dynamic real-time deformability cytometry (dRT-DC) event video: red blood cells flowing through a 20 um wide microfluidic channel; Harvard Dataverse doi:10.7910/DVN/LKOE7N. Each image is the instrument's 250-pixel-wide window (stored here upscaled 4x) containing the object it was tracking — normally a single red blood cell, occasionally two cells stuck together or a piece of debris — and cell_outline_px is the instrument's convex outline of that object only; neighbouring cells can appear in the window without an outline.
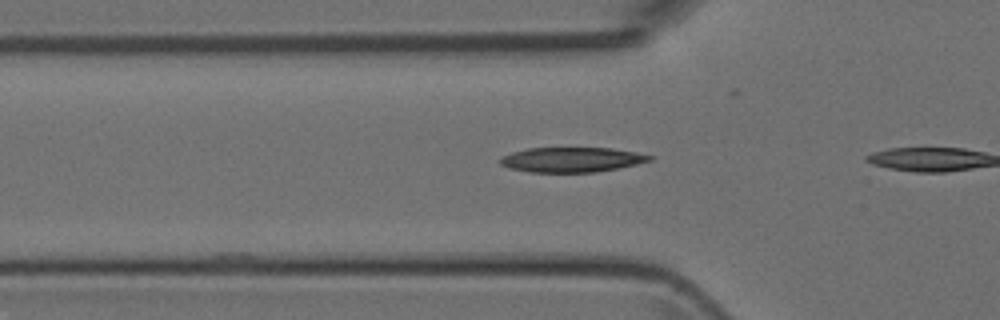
{"species": "Egyptian fruit bat (a non-hibernating species)", "species_latin": "Rousettus aegyptiacus", "temperature_condition": "room temperature", "stored_images_in_passage": 8, "camera_frame_rate_fps": 3000, "um_per_image_px": 0.085, "animal": {"sex": "female"}, "frame": {"image": 1, "passage_image": 3, "time_ms": 0.667, "image_size_px": [1000, 320], "cell_outline_px": [[652, 160], [636, 164], [596, 172], [528, 172], [508, 168], [500, 164], [500, 160], [504, 156], [512, 152], [528, 148], [612, 148], [636, 152], [652, 156]], "centroid_in_image_um": [48.57, 13.57], "position_along_channel_um": 77.2, "area_um2": 21.5}}
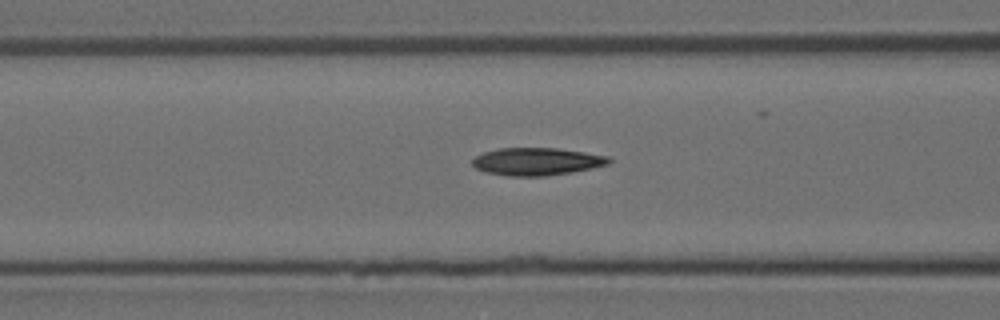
{"frame": {"image": 2, "passage_image": 6, "time_ms": 1.667, "image_size_px": [1000, 320], "cell_outline_px": [[612, 160], [608, 164], [592, 168], [572, 172], [544, 176], [508, 176], [484, 172], [476, 168], [472, 164], [472, 160], [476, 156], [484, 152], [500, 148], [556, 148], [584, 152], [608, 156]], "centroid_in_image_um": [45.61, 13.73], "position_along_channel_um": 121.0, "area_um2": 21.91}}